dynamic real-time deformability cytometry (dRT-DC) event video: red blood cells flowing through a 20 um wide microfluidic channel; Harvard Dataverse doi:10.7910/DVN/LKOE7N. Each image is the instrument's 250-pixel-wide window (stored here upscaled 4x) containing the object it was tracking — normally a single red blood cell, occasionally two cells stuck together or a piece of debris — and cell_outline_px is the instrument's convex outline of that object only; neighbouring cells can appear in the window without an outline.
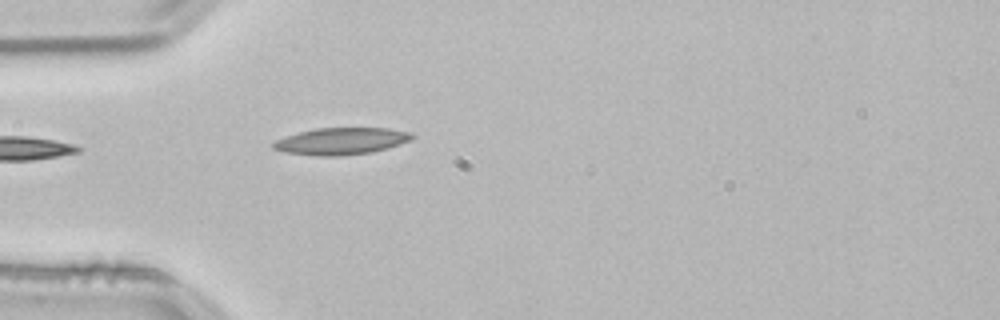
{"species": "common noctule bat (a hibernating species)", "species_latin": "Nyctalus noctula", "temperature_condition": "room temperature", "stored_images_in_passage": 6, "camera_frame_rate_fps": 3000, "um_per_image_px": 0.085, "animal": {"sex": "male", "body_mass_g": 21.5, "forearm_length_mm": 52.0}, "frame": {"image": 1, "passage_image": 1, "time_ms": 0.0, "image_size_px": [1000, 320], "cell_outline_px": [[416, 136], [412, 140], [384, 148], [368, 152], [340, 156], [316, 156], [284, 152], [272, 148], [272, 144], [276, 140], [300, 132], [316, 128], [388, 128], [412, 132]], "centroid_in_image_um": [29.01, 11.99], "position_along_channel_um": 56.0, "area_um2": 21.56}}